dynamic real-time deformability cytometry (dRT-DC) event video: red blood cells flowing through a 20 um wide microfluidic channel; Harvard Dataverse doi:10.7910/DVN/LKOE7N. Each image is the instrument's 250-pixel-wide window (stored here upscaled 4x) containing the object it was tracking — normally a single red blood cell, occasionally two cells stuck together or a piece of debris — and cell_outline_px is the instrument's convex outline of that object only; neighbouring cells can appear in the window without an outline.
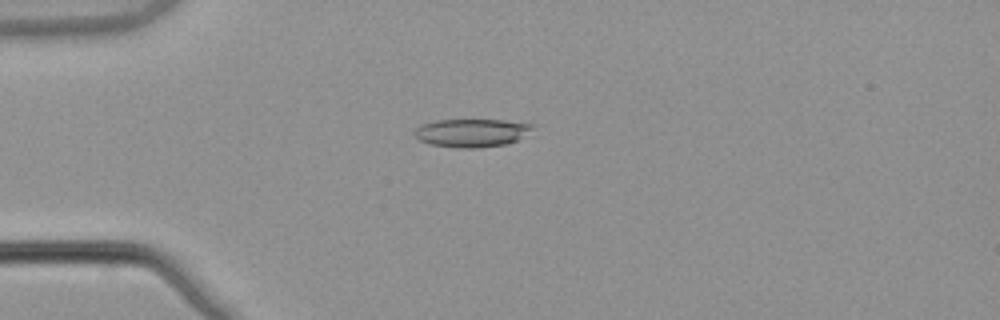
{"species": "common noctule bat (a hibernating species)", "species_latin": "Nyctalus noctula", "temperature_condition": "warm", "stored_images_in_passage": 53, "camera_frame_rate_fps": 3000, "um_per_image_px": 0.085, "animal": {"sex": "male", "body_mass_g": 21.5, "forearm_length_mm": 52.0}, "frame": {"image": 1, "passage_image": 14, "time_ms": 4.333, "image_size_px": [1000, 320], "cell_outline_px": [[536, 128], [516, 140], [504, 144], [476, 148], [460, 148], [432, 144], [416, 140], [412, 132], [420, 124], [432, 120], [504, 120], [532, 124]], "centroid_in_image_um": [40.03, 11.28], "position_along_channel_um": 45.0, "area_um2": 19.48}}
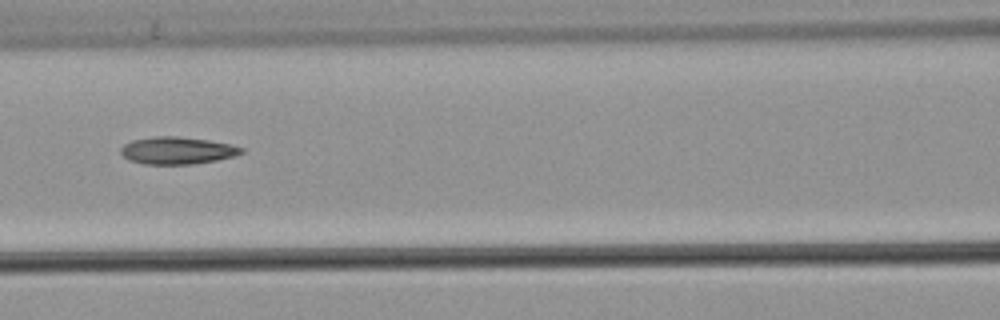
{"frame": {"image": 2, "passage_image": 24, "time_ms": 7.667, "image_size_px": [1000, 320], "cell_outline_px": [[244, 152], [232, 156], [216, 160], [192, 164], [144, 164], [128, 160], [120, 152], [120, 148], [124, 144], [132, 140], [156, 136], [176, 136], [208, 140], [232, 144], [244, 148]], "centroid_in_image_um": [15.05, 12.79], "position_along_channel_um": 151.6, "area_um2": 19.13}}
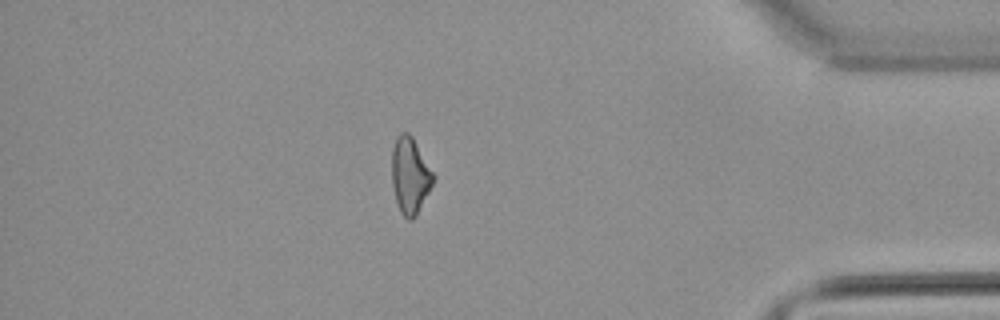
{"frame": {"image": 3, "passage_image": 46, "time_ms": 15.0, "image_size_px": [1000, 320], "cell_outline_px": [[436, 176], [416, 216], [412, 220], [408, 220], [400, 212], [396, 200], [392, 184], [392, 148], [396, 136], [400, 132], [408, 132], [412, 136]], "centroid_in_image_um": [34.85, 14.89], "position_along_channel_um": 400.4, "area_um2": 18.44}, "authors_computed_cell_mechanics": {"area_um2": 19.074, "velocity_mm_per_s": 3.891, "shape_relaxation_time_tau1_ms": null, "shape_relaxation_time_tau2_ms": 6.3437, "deformation_change_tau1": null, "deformation_change_tau2": 0.1812}}